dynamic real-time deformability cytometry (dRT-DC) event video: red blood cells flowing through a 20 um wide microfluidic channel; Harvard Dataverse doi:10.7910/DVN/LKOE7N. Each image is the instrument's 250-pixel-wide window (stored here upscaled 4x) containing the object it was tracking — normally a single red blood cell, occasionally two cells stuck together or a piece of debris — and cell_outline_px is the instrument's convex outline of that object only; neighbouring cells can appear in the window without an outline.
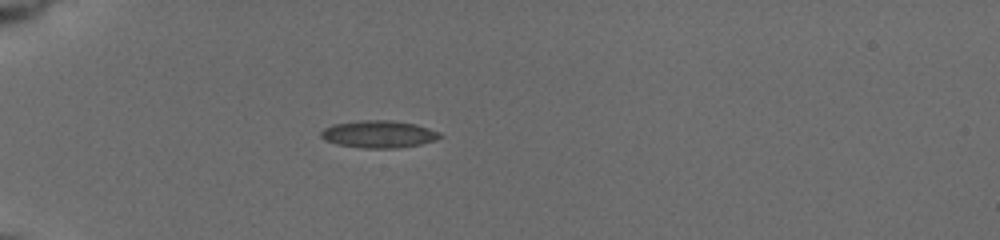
{"species": "common noctule bat (a hibernating species)", "species_latin": "Nyctalus noctula", "temperature_condition": "cold", "stored_images_in_passage": 39, "camera_frame_rate_fps": 3000, "um_per_image_px": 0.085, "animal": {"sex": "female", "body_mass_g": 19.5, "forearm_length_mm": 54.1}, "frame": {"image": 1, "passage_image": 1, "time_ms": 0.0, "image_size_px": [1000, 240], "cell_outline_px": [[444, 136], [436, 140], [420, 144], [396, 148], [364, 148], [336, 144], [324, 140], [320, 136], [320, 132], [324, 128], [332, 124], [360, 120], [392, 120], [416, 124], [440, 132]], "centroid_in_image_um": [32.18, 11.4], "position_along_channel_um": 52.8, "area_um2": 19.07}}
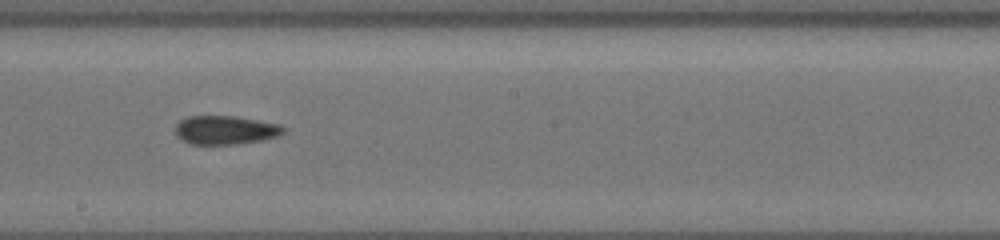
{"frame": {"image": 2, "passage_image": 17, "time_ms": 5.333, "image_size_px": [1000, 240], "cell_outline_px": [[284, 132], [276, 136], [264, 140], [236, 144], [188, 144], [176, 136], [176, 124], [180, 120], [188, 116], [236, 116], [280, 124], [284, 128]], "centroid_in_image_um": [19.14, 11.05], "position_along_channel_um": 229.1, "area_um2": 18.15}}
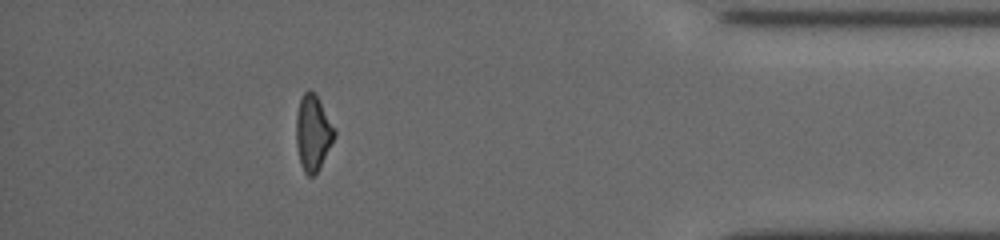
{"frame": {"image": 3, "passage_image": 34, "time_ms": 11.0, "image_size_px": [1000, 240], "cell_outline_px": [[336, 136], [320, 168], [312, 176], [308, 176], [304, 172], [300, 164], [296, 144], [296, 116], [300, 96], [308, 88], [316, 96], [336, 128]], "centroid_in_image_um": [26.6, 11.3], "position_along_channel_um": 408.6, "area_um2": 17.05}, "authors_computed_cell_mechanics": {"area_um2": 17.7446, "velocity_mm_per_s": 3.7745, "shape_relaxation_time_tau1_ms": null, "shape_relaxation_time_tau2_ms": 5.0913, "deformation_change_tau1": null, "deformation_change_tau2": 0.1187}}